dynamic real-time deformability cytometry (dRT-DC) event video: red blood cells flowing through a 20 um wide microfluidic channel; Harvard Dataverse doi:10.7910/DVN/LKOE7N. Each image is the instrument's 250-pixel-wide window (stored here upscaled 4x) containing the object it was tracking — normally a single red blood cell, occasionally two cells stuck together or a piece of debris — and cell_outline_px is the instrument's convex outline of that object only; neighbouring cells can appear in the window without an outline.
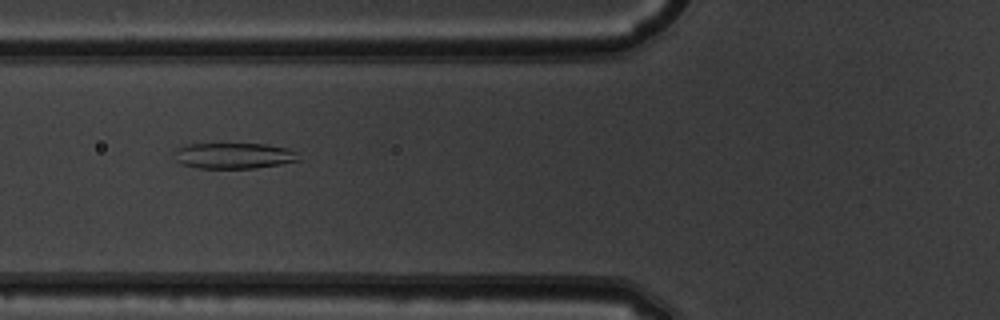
{"species": "common noctule bat (a hibernating species)", "species_latin": "Nyctalus noctula", "temperature_condition": "warm", "stored_images_in_passage": 41, "camera_frame_rate_fps": 3000, "um_per_image_px": 0.085, "animal": {"sex": "male", "body_mass_g": 19.5, "forearm_length_mm": 54.6}, "frame": {"image": 1, "passage_image": 9, "time_ms": 2.667, "image_size_px": [1000, 320], "cell_outline_px": [[300, 160], [280, 164], [256, 168], [200, 168], [180, 164], [176, 160], [172, 152], [176, 148], [188, 144], [268, 144], [288, 148], [296, 152]], "centroid_in_image_um": [19.84, 13.23], "position_along_channel_um": 106.0, "area_um2": 18.84}}
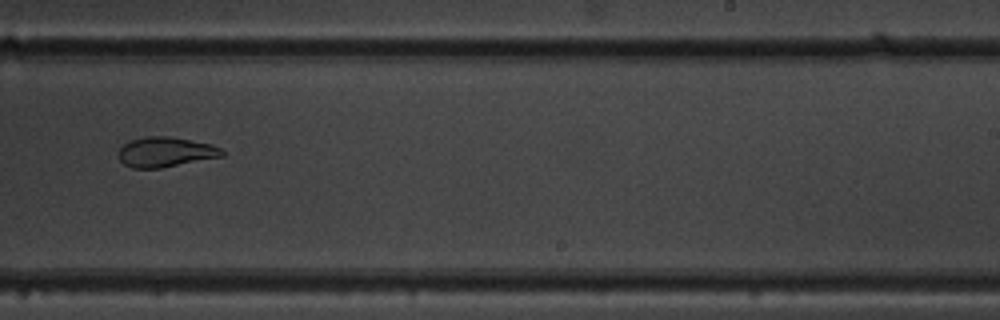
{"frame": {"image": 2, "passage_image": 22, "time_ms": 7.0, "image_size_px": [1000, 320], "cell_outline_px": [[228, 152], [224, 156], [160, 168], [132, 168], [124, 164], [120, 160], [120, 148], [124, 144], [132, 140], [148, 136], [168, 136], [212, 144]], "centroid_in_image_um": [14.12, 12.92], "position_along_channel_um": 274.9, "area_um2": 17.98}}
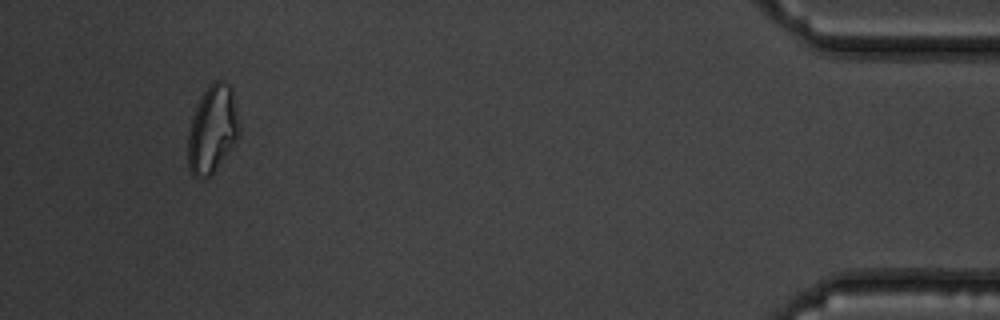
{"frame": {"image": 3, "passage_image": 38, "time_ms": 12.333, "image_size_px": [1000, 320], "cell_outline_px": [[240, 136], [216, 168], [208, 176], [200, 180], [196, 180], [192, 176], [188, 168], [188, 136], [192, 120], [196, 108], [208, 84], [216, 80], [224, 80], [232, 88], [240, 124]], "centroid_in_image_um": [18.07, 11.0], "position_along_channel_um": 417.1, "area_um2": 26.24}}